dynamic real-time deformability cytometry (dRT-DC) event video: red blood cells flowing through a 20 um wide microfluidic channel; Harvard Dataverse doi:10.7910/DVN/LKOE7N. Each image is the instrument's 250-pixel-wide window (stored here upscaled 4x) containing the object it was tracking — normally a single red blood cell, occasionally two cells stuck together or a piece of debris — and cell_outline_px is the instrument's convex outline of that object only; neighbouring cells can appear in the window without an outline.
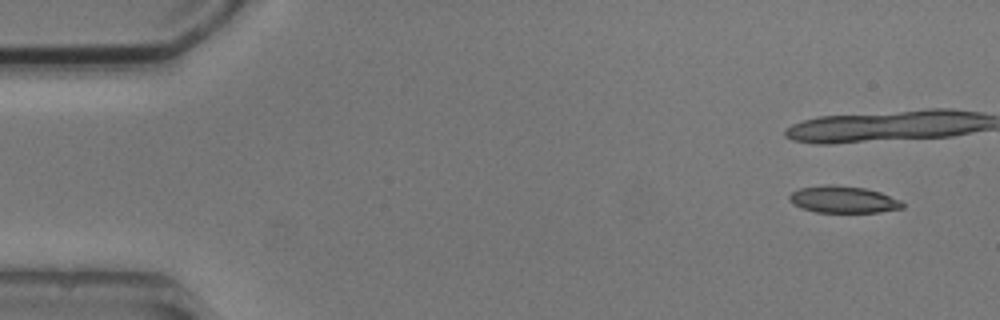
{"species": "common noctule bat (a hibernating species)", "species_latin": "Nyctalus noctula", "temperature_condition": "cold", "stored_images_in_passage": 4, "camera_frame_rate_fps": 3000, "um_per_image_px": 0.085, "animal": {"sex": "male", "body_mass_g": 20.5, "forearm_length_mm": 52.5}, "frame": {"image": 1, "passage_image": 1, "time_ms": 0.0, "image_size_px": [1000, 320], "cell_outline_px": [[904, 208], [880, 212], [816, 212], [792, 204], [788, 196], [792, 192], [800, 188], [832, 184], [864, 188], [880, 192], [900, 200], [904, 204]], "centroid_in_image_um": [71.69, 16.96], "position_along_channel_um": 13.3, "area_um2": 17.57}}